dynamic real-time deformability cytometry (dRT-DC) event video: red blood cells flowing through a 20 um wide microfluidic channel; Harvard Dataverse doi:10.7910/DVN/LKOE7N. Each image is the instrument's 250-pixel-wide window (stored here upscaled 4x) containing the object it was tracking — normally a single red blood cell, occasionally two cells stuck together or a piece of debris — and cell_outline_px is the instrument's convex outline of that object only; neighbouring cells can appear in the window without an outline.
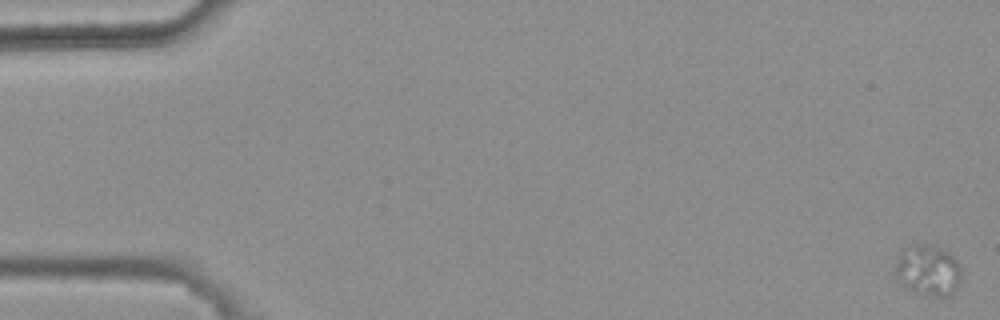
{"species": "common noctule bat (a hibernating species)", "species_latin": "Nyctalus noctula", "temperature_condition": "warm", "stored_images_in_passage": 7, "camera_frame_rate_fps": 3000, "um_per_image_px": 0.085, "animal": {"sex": "female", "body_mass_g": 25.1}, "frame": {"image": 1, "passage_image": 1, "time_ms": 0.0, "image_size_px": [1000, 320], "cell_outline_px": [[960, 284], [948, 296], [936, 296], [916, 292], [900, 280], [896, 276], [896, 260], [900, 252], [916, 244], [932, 244], [940, 248], [952, 256], [956, 260], [960, 268]], "centroid_in_image_um": [78.91, 22.96], "position_along_channel_um": 6.1, "area_um2": 18.96}}
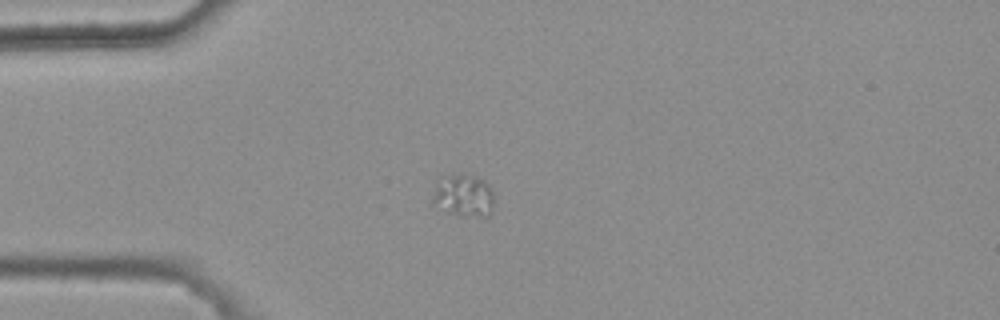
{"frame": {"image": 2, "passage_image": 5, "time_ms": 1.333, "image_size_px": [1000, 320], "cell_outline_px": [[492, 204], [488, 216], [460, 216], [448, 212], [432, 204], [432, 200], [436, 184], [440, 176], [472, 176], [484, 180], [488, 184], [492, 192]], "centroid_in_image_um": [39.37, 16.65], "position_along_channel_um": 45.6, "area_um2": 14.8}}